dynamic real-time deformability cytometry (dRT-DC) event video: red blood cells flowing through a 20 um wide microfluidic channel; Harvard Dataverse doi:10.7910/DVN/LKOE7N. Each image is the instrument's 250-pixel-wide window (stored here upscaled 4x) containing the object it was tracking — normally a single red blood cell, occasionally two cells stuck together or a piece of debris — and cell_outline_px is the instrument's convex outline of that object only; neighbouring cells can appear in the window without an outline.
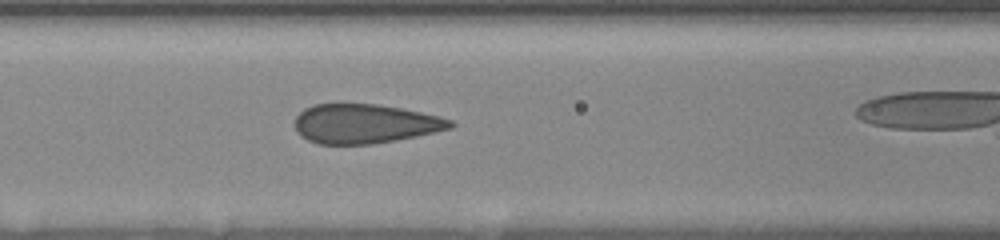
{"species": "human", "species_latin": "Homo sapiens", "temperature_condition": "room temperature", "stored_images_in_passage": 8, "camera_frame_rate_fps": 3000, "um_per_image_px": 0.085, "donor": {"sex": "female"}, "frame": {"image": 1, "passage_image": 7, "time_ms": 4.667, "image_size_px": [1000, 240], "cell_outline_px": [[456, 124], [452, 128], [416, 136], [396, 140], [372, 144], [316, 144], [300, 136], [296, 132], [296, 116], [304, 108], [312, 104], [376, 104], [400, 108], [420, 112], [452, 120]], "centroid_in_image_um": [30.98, 10.52], "position_along_channel_um": 135.6, "area_um2": 35.55}}